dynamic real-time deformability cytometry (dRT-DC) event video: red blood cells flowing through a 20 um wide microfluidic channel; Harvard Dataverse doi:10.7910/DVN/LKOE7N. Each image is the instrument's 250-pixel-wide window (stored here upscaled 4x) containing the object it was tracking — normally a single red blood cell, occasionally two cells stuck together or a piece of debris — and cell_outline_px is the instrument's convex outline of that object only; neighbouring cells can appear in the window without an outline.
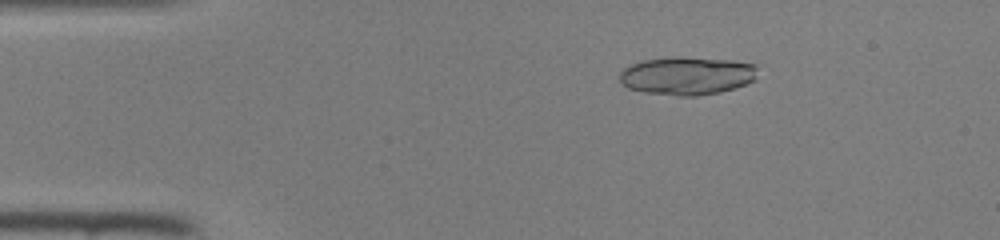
{"species": "common noctule bat (a hibernating species)", "species_latin": "Nyctalus noctula", "temperature_condition": "room temperature", "stored_images_in_passage": 45, "camera_frame_rate_fps": 3000, "um_per_image_px": 0.085, "animal": {"sex": "female", "body_mass_g": 22.0, "forearm_length_mm": 56.7}, "frame": {"image": 1, "passage_image": 7, "time_ms": 2.0, "image_size_px": [1000, 240], "cell_outline_px": [[756, 80], [736, 88], [720, 92], [696, 96], [676, 96], [644, 92], [628, 88], [620, 80], [620, 72], [628, 64], [644, 60], [672, 56], [680, 56], [732, 60], [756, 64]], "centroid_in_image_um": [58.41, 6.43], "position_along_channel_um": 26.6, "area_um2": 31.1}}
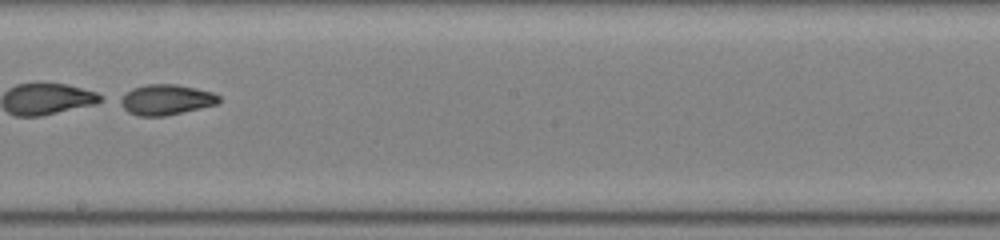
{"frame": {"image": 2, "passage_image": 26, "time_ms": 8.333, "image_size_px": [1000, 240], "cell_outline_px": [[220, 100], [216, 104], [200, 108], [164, 116], [136, 116], [128, 112], [116, 100], [132, 88], [148, 84], [176, 84], [196, 88], [212, 92], [220, 96]], "centroid_in_image_um": [14.07, 8.47], "position_along_channel_um": 234.1, "area_um2": 17.51}}